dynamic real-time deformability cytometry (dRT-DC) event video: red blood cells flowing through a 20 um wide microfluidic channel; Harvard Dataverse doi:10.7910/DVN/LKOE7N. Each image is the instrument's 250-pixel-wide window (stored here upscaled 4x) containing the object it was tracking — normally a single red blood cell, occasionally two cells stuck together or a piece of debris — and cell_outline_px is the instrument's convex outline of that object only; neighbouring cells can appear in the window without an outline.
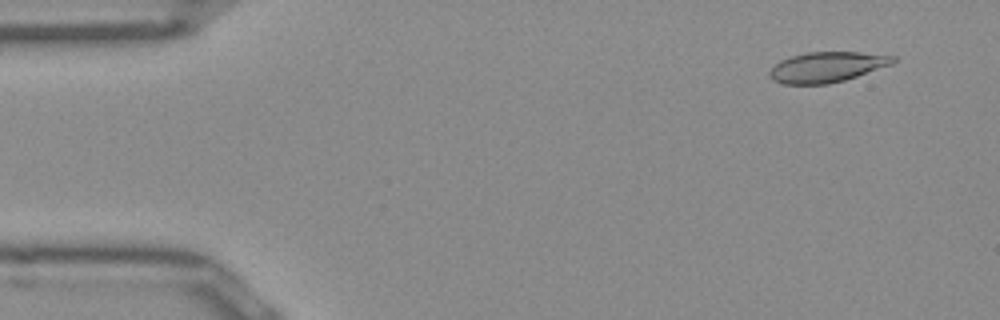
{"species": "Egyptian fruit bat (a non-hibernating species)", "species_latin": "Rousettus aegyptiacus", "temperature_condition": "room temperature", "stored_images_in_passage": 51, "camera_frame_rate_fps": 3000, "um_per_image_px": 0.085, "frame": {"image": 1, "passage_image": 4, "time_ms": 1.0, "image_size_px": [1000, 320], "cell_outline_px": [[896, 60], [892, 64], [844, 80], [828, 84], [784, 84], [772, 80], [768, 72], [780, 60], [792, 56], [808, 52], [860, 52], [896, 56]], "centroid_in_image_um": [70.28, 5.7], "position_along_channel_um": 14.7, "area_um2": 21.68}}
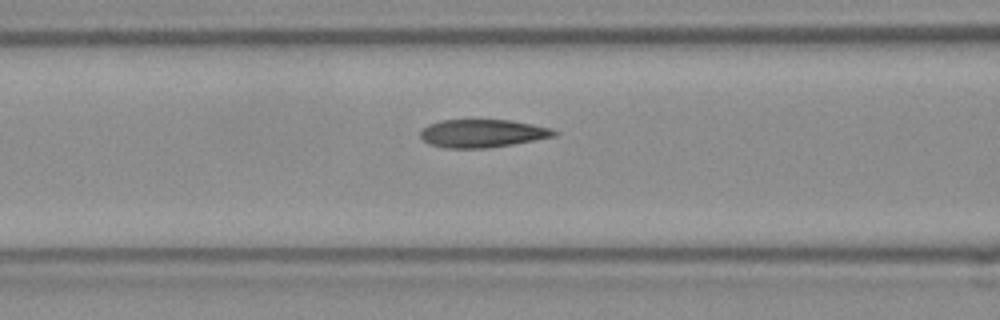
{"frame": {"image": 2, "passage_image": 20, "time_ms": 6.333, "image_size_px": [1000, 320], "cell_outline_px": [[556, 136], [536, 140], [488, 148], [444, 148], [428, 144], [420, 136], [420, 132], [428, 124], [440, 120], [508, 120], [532, 124], [552, 128], [556, 132]], "centroid_in_image_um": [40.99, 11.34], "position_along_channel_um": 125.6, "area_um2": 21.85}}
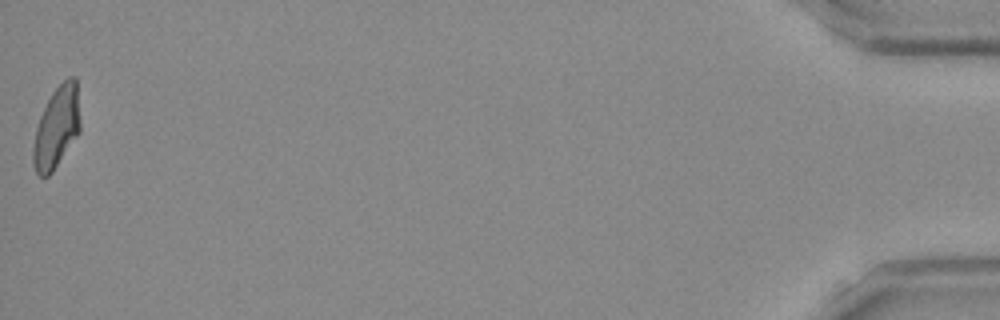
{"frame": {"image": 3, "passage_image": 51, "time_ms": 16.667, "image_size_px": [1000, 320], "cell_outline_px": [[80, 132], [52, 172], [48, 176], [40, 176], [36, 172], [32, 160], [32, 148], [36, 128], [40, 116], [52, 92], [68, 76], [76, 76], [80, 120]], "centroid_in_image_um": [4.82, 10.82], "position_along_channel_um": 430.4, "area_um2": 22.31}, "authors_computed_cell_mechanics": {"area_um2": 22.3108, "velocity_mm_per_s": 3.9467, "shape_relaxation_time_tau1_ms": 6.3652, "shape_relaxation_time_tau2_ms": 1.9957, "deformation_change_tau1": 0.1864, "deformation_change_tau2": 0.0816}}